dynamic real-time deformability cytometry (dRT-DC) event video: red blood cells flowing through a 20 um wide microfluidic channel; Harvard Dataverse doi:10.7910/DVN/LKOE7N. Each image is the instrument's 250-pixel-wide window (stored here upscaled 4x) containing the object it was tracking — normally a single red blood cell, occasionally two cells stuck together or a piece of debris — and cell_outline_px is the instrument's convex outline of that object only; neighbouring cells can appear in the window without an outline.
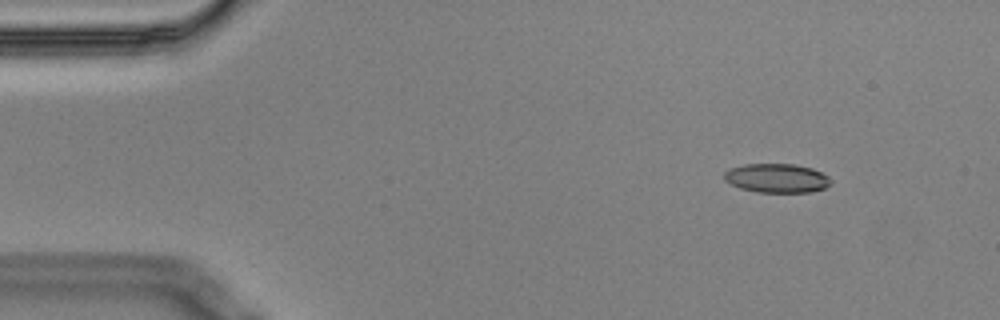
{"species": "Egyptian fruit bat (a non-hibernating species)", "species_latin": "Rousettus aegyptiacus", "temperature_condition": "cold", "stored_images_in_passage": 10, "camera_frame_rate_fps": 3000, "um_per_image_px": 0.085, "animal": {"sex": "male"}, "frame": {"image": 1, "passage_image": 1, "time_ms": 0.0, "image_size_px": [1000, 320], "cell_outline_px": [[832, 180], [824, 188], [812, 192], [756, 192], [740, 188], [724, 180], [724, 172], [732, 168], [744, 164], [796, 164], [812, 168], [828, 176]], "centroid_in_image_um": [66.02, 15.14], "position_along_channel_um": 19.0, "area_um2": 17.98}}
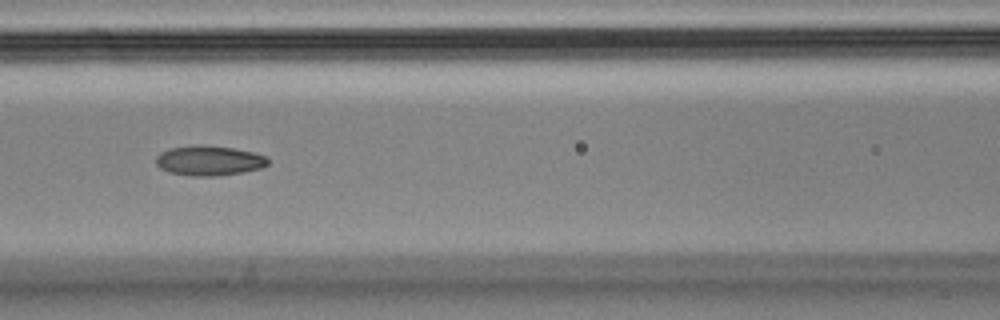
{"frame": {"image": 2, "passage_image": 6, "time_ms": 1.667, "image_size_px": [1000, 320], "cell_outline_px": [[268, 164], [260, 168], [244, 172], [216, 176], [188, 176], [168, 172], [160, 168], [156, 164], [156, 156], [160, 152], [172, 148], [200, 144], [204, 144], [232, 148], [252, 152], [268, 156]], "centroid_in_image_um": [17.76, 13.65], "position_along_channel_um": 148.8, "area_um2": 19.65}}
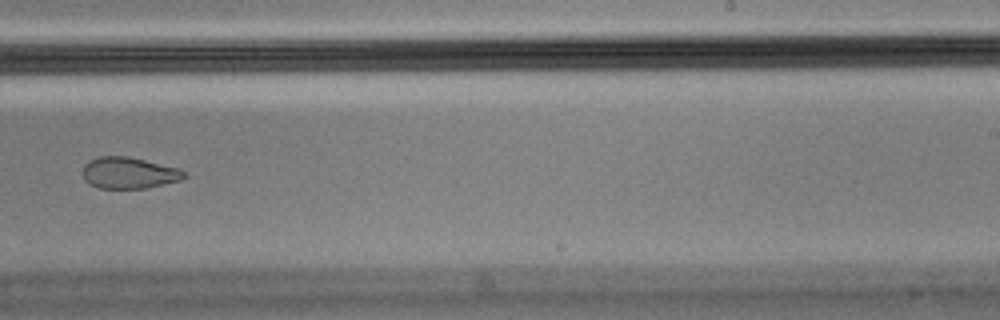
{"frame": {"image": 3, "passage_image": 9, "time_ms": 2.667, "image_size_px": [1000, 320], "cell_outline_px": [[188, 176], [180, 180], [144, 188], [100, 188], [84, 180], [84, 164], [88, 160], [96, 156], [128, 156], [180, 168]], "centroid_in_image_um": [10.96, 14.67], "position_along_channel_um": 278.0, "area_um2": 18.5}}